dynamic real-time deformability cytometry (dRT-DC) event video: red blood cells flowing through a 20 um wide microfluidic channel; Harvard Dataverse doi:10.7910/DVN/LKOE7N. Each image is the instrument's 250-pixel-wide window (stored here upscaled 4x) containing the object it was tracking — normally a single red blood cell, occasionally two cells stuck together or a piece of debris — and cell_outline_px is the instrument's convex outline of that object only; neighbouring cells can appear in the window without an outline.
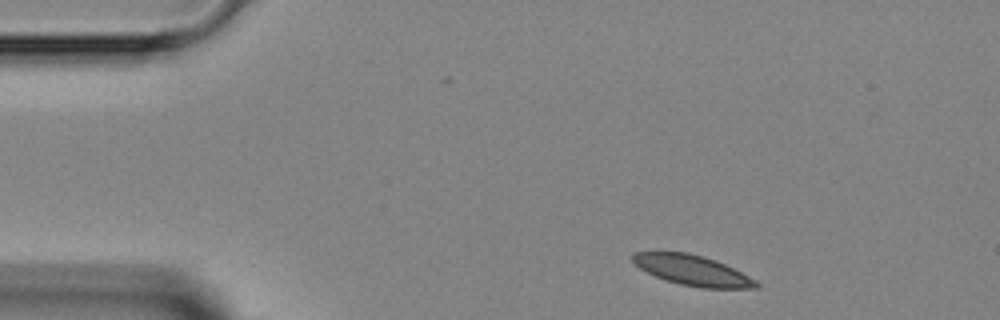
{"species": "Egyptian fruit bat (a non-hibernating species)", "species_latin": "Rousettus aegyptiacus", "temperature_condition": "room temperature", "stored_images_in_passage": 3, "segment_of_instrument_passage": [2, 2], "camera_frame_rate_fps": 3000, "um_per_image_px": 0.085, "animal": {"sex": "female"}, "frame": {"image": 1, "passage_image": 3, "time_ms": 3.333, "image_size_px": [1000, 320], "cell_outline_px": [[760, 288], [700, 288], [680, 284], [664, 280], [640, 268], [632, 260], [632, 252], [660, 248], [688, 252], [704, 256], [716, 260], [756, 280], [760, 284]], "centroid_in_image_um": [58.77, 22.92], "position_along_channel_um": 26.2, "area_um2": 22.48}}